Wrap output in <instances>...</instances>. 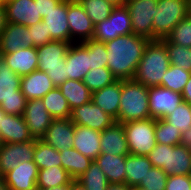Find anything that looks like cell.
Here are the masks:
<instances>
[{
    "label": "cell",
    "mask_w": 191,
    "mask_h": 190,
    "mask_svg": "<svg viewBox=\"0 0 191 190\" xmlns=\"http://www.w3.org/2000/svg\"><path fill=\"white\" fill-rule=\"evenodd\" d=\"M148 42V38L133 33L105 42L107 67L117 80H133Z\"/></svg>",
    "instance_id": "cell-1"
},
{
    "label": "cell",
    "mask_w": 191,
    "mask_h": 190,
    "mask_svg": "<svg viewBox=\"0 0 191 190\" xmlns=\"http://www.w3.org/2000/svg\"><path fill=\"white\" fill-rule=\"evenodd\" d=\"M169 65L166 42L163 39L149 40L133 80L147 87L161 86Z\"/></svg>",
    "instance_id": "cell-2"
},
{
    "label": "cell",
    "mask_w": 191,
    "mask_h": 190,
    "mask_svg": "<svg viewBox=\"0 0 191 190\" xmlns=\"http://www.w3.org/2000/svg\"><path fill=\"white\" fill-rule=\"evenodd\" d=\"M148 101V87L134 80H122L118 122L151 118Z\"/></svg>",
    "instance_id": "cell-3"
},
{
    "label": "cell",
    "mask_w": 191,
    "mask_h": 190,
    "mask_svg": "<svg viewBox=\"0 0 191 190\" xmlns=\"http://www.w3.org/2000/svg\"><path fill=\"white\" fill-rule=\"evenodd\" d=\"M147 157L153 167L161 168L168 176L191 175V151L181 144L156 143Z\"/></svg>",
    "instance_id": "cell-4"
},
{
    "label": "cell",
    "mask_w": 191,
    "mask_h": 190,
    "mask_svg": "<svg viewBox=\"0 0 191 190\" xmlns=\"http://www.w3.org/2000/svg\"><path fill=\"white\" fill-rule=\"evenodd\" d=\"M71 44L70 42L53 40L37 47L38 70L46 72L56 87L68 79L65 60Z\"/></svg>",
    "instance_id": "cell-5"
},
{
    "label": "cell",
    "mask_w": 191,
    "mask_h": 190,
    "mask_svg": "<svg viewBox=\"0 0 191 190\" xmlns=\"http://www.w3.org/2000/svg\"><path fill=\"white\" fill-rule=\"evenodd\" d=\"M20 85L21 77L0 56V107L6 114L23 116L27 100Z\"/></svg>",
    "instance_id": "cell-6"
},
{
    "label": "cell",
    "mask_w": 191,
    "mask_h": 190,
    "mask_svg": "<svg viewBox=\"0 0 191 190\" xmlns=\"http://www.w3.org/2000/svg\"><path fill=\"white\" fill-rule=\"evenodd\" d=\"M190 13L189 0H158L153 21V40H162Z\"/></svg>",
    "instance_id": "cell-7"
},
{
    "label": "cell",
    "mask_w": 191,
    "mask_h": 190,
    "mask_svg": "<svg viewBox=\"0 0 191 190\" xmlns=\"http://www.w3.org/2000/svg\"><path fill=\"white\" fill-rule=\"evenodd\" d=\"M130 154L147 156L156 145L155 119L123 123Z\"/></svg>",
    "instance_id": "cell-8"
},
{
    "label": "cell",
    "mask_w": 191,
    "mask_h": 190,
    "mask_svg": "<svg viewBox=\"0 0 191 190\" xmlns=\"http://www.w3.org/2000/svg\"><path fill=\"white\" fill-rule=\"evenodd\" d=\"M132 33L129 10L125 5L115 6L107 19L95 25L93 39L105 43L118 36Z\"/></svg>",
    "instance_id": "cell-9"
},
{
    "label": "cell",
    "mask_w": 191,
    "mask_h": 190,
    "mask_svg": "<svg viewBox=\"0 0 191 190\" xmlns=\"http://www.w3.org/2000/svg\"><path fill=\"white\" fill-rule=\"evenodd\" d=\"M158 0H127L133 34L153 40V21Z\"/></svg>",
    "instance_id": "cell-10"
},
{
    "label": "cell",
    "mask_w": 191,
    "mask_h": 190,
    "mask_svg": "<svg viewBox=\"0 0 191 190\" xmlns=\"http://www.w3.org/2000/svg\"><path fill=\"white\" fill-rule=\"evenodd\" d=\"M70 43H81L94 36L95 25L77 0H67Z\"/></svg>",
    "instance_id": "cell-11"
},
{
    "label": "cell",
    "mask_w": 191,
    "mask_h": 190,
    "mask_svg": "<svg viewBox=\"0 0 191 190\" xmlns=\"http://www.w3.org/2000/svg\"><path fill=\"white\" fill-rule=\"evenodd\" d=\"M148 101L151 118L164 119L183 101L182 94L161 86L148 87Z\"/></svg>",
    "instance_id": "cell-12"
},
{
    "label": "cell",
    "mask_w": 191,
    "mask_h": 190,
    "mask_svg": "<svg viewBox=\"0 0 191 190\" xmlns=\"http://www.w3.org/2000/svg\"><path fill=\"white\" fill-rule=\"evenodd\" d=\"M70 118L75 125L85 126L100 132L115 122L112 116L105 113L92 101L73 109Z\"/></svg>",
    "instance_id": "cell-13"
},
{
    "label": "cell",
    "mask_w": 191,
    "mask_h": 190,
    "mask_svg": "<svg viewBox=\"0 0 191 190\" xmlns=\"http://www.w3.org/2000/svg\"><path fill=\"white\" fill-rule=\"evenodd\" d=\"M36 139L24 143H3L0 147V174L16 168L20 162L33 160Z\"/></svg>",
    "instance_id": "cell-14"
},
{
    "label": "cell",
    "mask_w": 191,
    "mask_h": 190,
    "mask_svg": "<svg viewBox=\"0 0 191 190\" xmlns=\"http://www.w3.org/2000/svg\"><path fill=\"white\" fill-rule=\"evenodd\" d=\"M38 173V166L33 160L24 161L7 172L3 179L8 190H37Z\"/></svg>",
    "instance_id": "cell-15"
},
{
    "label": "cell",
    "mask_w": 191,
    "mask_h": 190,
    "mask_svg": "<svg viewBox=\"0 0 191 190\" xmlns=\"http://www.w3.org/2000/svg\"><path fill=\"white\" fill-rule=\"evenodd\" d=\"M23 118L30 134L35 139H41L45 135L53 120L41 99H32L26 102Z\"/></svg>",
    "instance_id": "cell-16"
},
{
    "label": "cell",
    "mask_w": 191,
    "mask_h": 190,
    "mask_svg": "<svg viewBox=\"0 0 191 190\" xmlns=\"http://www.w3.org/2000/svg\"><path fill=\"white\" fill-rule=\"evenodd\" d=\"M74 132L75 124L71 118L53 119L41 140L61 151L73 148Z\"/></svg>",
    "instance_id": "cell-17"
},
{
    "label": "cell",
    "mask_w": 191,
    "mask_h": 190,
    "mask_svg": "<svg viewBox=\"0 0 191 190\" xmlns=\"http://www.w3.org/2000/svg\"><path fill=\"white\" fill-rule=\"evenodd\" d=\"M8 23L31 26L42 21L34 0H10L4 3Z\"/></svg>",
    "instance_id": "cell-18"
},
{
    "label": "cell",
    "mask_w": 191,
    "mask_h": 190,
    "mask_svg": "<svg viewBox=\"0 0 191 190\" xmlns=\"http://www.w3.org/2000/svg\"><path fill=\"white\" fill-rule=\"evenodd\" d=\"M67 78L83 81L90 70L89 48L83 43H72L66 54Z\"/></svg>",
    "instance_id": "cell-19"
},
{
    "label": "cell",
    "mask_w": 191,
    "mask_h": 190,
    "mask_svg": "<svg viewBox=\"0 0 191 190\" xmlns=\"http://www.w3.org/2000/svg\"><path fill=\"white\" fill-rule=\"evenodd\" d=\"M47 33L52 40L70 42V30L67 19V0H62L52 11L42 18Z\"/></svg>",
    "instance_id": "cell-20"
},
{
    "label": "cell",
    "mask_w": 191,
    "mask_h": 190,
    "mask_svg": "<svg viewBox=\"0 0 191 190\" xmlns=\"http://www.w3.org/2000/svg\"><path fill=\"white\" fill-rule=\"evenodd\" d=\"M101 153L116 156L130 154L123 123L114 122L110 127L105 128L100 135Z\"/></svg>",
    "instance_id": "cell-21"
},
{
    "label": "cell",
    "mask_w": 191,
    "mask_h": 190,
    "mask_svg": "<svg viewBox=\"0 0 191 190\" xmlns=\"http://www.w3.org/2000/svg\"><path fill=\"white\" fill-rule=\"evenodd\" d=\"M26 47H33L28 27L8 23L0 35V54H8Z\"/></svg>",
    "instance_id": "cell-22"
},
{
    "label": "cell",
    "mask_w": 191,
    "mask_h": 190,
    "mask_svg": "<svg viewBox=\"0 0 191 190\" xmlns=\"http://www.w3.org/2000/svg\"><path fill=\"white\" fill-rule=\"evenodd\" d=\"M10 69L20 77L38 70V55L36 47H26L8 54H0Z\"/></svg>",
    "instance_id": "cell-23"
},
{
    "label": "cell",
    "mask_w": 191,
    "mask_h": 190,
    "mask_svg": "<svg viewBox=\"0 0 191 190\" xmlns=\"http://www.w3.org/2000/svg\"><path fill=\"white\" fill-rule=\"evenodd\" d=\"M0 137L3 143H24L34 139L23 116L11 114L2 118Z\"/></svg>",
    "instance_id": "cell-24"
},
{
    "label": "cell",
    "mask_w": 191,
    "mask_h": 190,
    "mask_svg": "<svg viewBox=\"0 0 191 190\" xmlns=\"http://www.w3.org/2000/svg\"><path fill=\"white\" fill-rule=\"evenodd\" d=\"M122 80H116L112 84L92 92L91 101L99 106L105 113L112 116L118 122Z\"/></svg>",
    "instance_id": "cell-25"
},
{
    "label": "cell",
    "mask_w": 191,
    "mask_h": 190,
    "mask_svg": "<svg viewBox=\"0 0 191 190\" xmlns=\"http://www.w3.org/2000/svg\"><path fill=\"white\" fill-rule=\"evenodd\" d=\"M56 86L46 72L36 70L21 77L20 90L26 100L41 99Z\"/></svg>",
    "instance_id": "cell-26"
},
{
    "label": "cell",
    "mask_w": 191,
    "mask_h": 190,
    "mask_svg": "<svg viewBox=\"0 0 191 190\" xmlns=\"http://www.w3.org/2000/svg\"><path fill=\"white\" fill-rule=\"evenodd\" d=\"M100 135V131L75 125L73 148L91 160H95L101 153Z\"/></svg>",
    "instance_id": "cell-27"
},
{
    "label": "cell",
    "mask_w": 191,
    "mask_h": 190,
    "mask_svg": "<svg viewBox=\"0 0 191 190\" xmlns=\"http://www.w3.org/2000/svg\"><path fill=\"white\" fill-rule=\"evenodd\" d=\"M95 161L106 175L109 184H125L126 156L100 153Z\"/></svg>",
    "instance_id": "cell-28"
},
{
    "label": "cell",
    "mask_w": 191,
    "mask_h": 190,
    "mask_svg": "<svg viewBox=\"0 0 191 190\" xmlns=\"http://www.w3.org/2000/svg\"><path fill=\"white\" fill-rule=\"evenodd\" d=\"M125 167V184L133 188L141 183L148 171L153 168V165L147 156L128 154L126 155Z\"/></svg>",
    "instance_id": "cell-29"
},
{
    "label": "cell",
    "mask_w": 191,
    "mask_h": 190,
    "mask_svg": "<svg viewBox=\"0 0 191 190\" xmlns=\"http://www.w3.org/2000/svg\"><path fill=\"white\" fill-rule=\"evenodd\" d=\"M61 166L73 180H77L89 168L93 160L78 152L75 148L59 151Z\"/></svg>",
    "instance_id": "cell-30"
},
{
    "label": "cell",
    "mask_w": 191,
    "mask_h": 190,
    "mask_svg": "<svg viewBox=\"0 0 191 190\" xmlns=\"http://www.w3.org/2000/svg\"><path fill=\"white\" fill-rule=\"evenodd\" d=\"M58 88L67 99L71 111L91 101L92 92L83 81L67 79Z\"/></svg>",
    "instance_id": "cell-31"
},
{
    "label": "cell",
    "mask_w": 191,
    "mask_h": 190,
    "mask_svg": "<svg viewBox=\"0 0 191 190\" xmlns=\"http://www.w3.org/2000/svg\"><path fill=\"white\" fill-rule=\"evenodd\" d=\"M41 100L53 119H66L71 117L72 111L68 101L58 87L50 90Z\"/></svg>",
    "instance_id": "cell-32"
},
{
    "label": "cell",
    "mask_w": 191,
    "mask_h": 190,
    "mask_svg": "<svg viewBox=\"0 0 191 190\" xmlns=\"http://www.w3.org/2000/svg\"><path fill=\"white\" fill-rule=\"evenodd\" d=\"M71 180L72 178L62 166L40 169L38 173L37 189L65 185Z\"/></svg>",
    "instance_id": "cell-33"
},
{
    "label": "cell",
    "mask_w": 191,
    "mask_h": 190,
    "mask_svg": "<svg viewBox=\"0 0 191 190\" xmlns=\"http://www.w3.org/2000/svg\"><path fill=\"white\" fill-rule=\"evenodd\" d=\"M33 161L38 169L61 166L60 153L41 139H36Z\"/></svg>",
    "instance_id": "cell-34"
},
{
    "label": "cell",
    "mask_w": 191,
    "mask_h": 190,
    "mask_svg": "<svg viewBox=\"0 0 191 190\" xmlns=\"http://www.w3.org/2000/svg\"><path fill=\"white\" fill-rule=\"evenodd\" d=\"M86 190H106L109 182L95 160L78 179Z\"/></svg>",
    "instance_id": "cell-35"
},
{
    "label": "cell",
    "mask_w": 191,
    "mask_h": 190,
    "mask_svg": "<svg viewBox=\"0 0 191 190\" xmlns=\"http://www.w3.org/2000/svg\"><path fill=\"white\" fill-rule=\"evenodd\" d=\"M94 25L109 17L115 5L108 0H77Z\"/></svg>",
    "instance_id": "cell-36"
},
{
    "label": "cell",
    "mask_w": 191,
    "mask_h": 190,
    "mask_svg": "<svg viewBox=\"0 0 191 190\" xmlns=\"http://www.w3.org/2000/svg\"><path fill=\"white\" fill-rule=\"evenodd\" d=\"M190 76L191 72L170 64L162 78L161 87L181 94Z\"/></svg>",
    "instance_id": "cell-37"
},
{
    "label": "cell",
    "mask_w": 191,
    "mask_h": 190,
    "mask_svg": "<svg viewBox=\"0 0 191 190\" xmlns=\"http://www.w3.org/2000/svg\"><path fill=\"white\" fill-rule=\"evenodd\" d=\"M116 80L108 67H99L90 69L83 78V83L91 92H94L112 84Z\"/></svg>",
    "instance_id": "cell-38"
},
{
    "label": "cell",
    "mask_w": 191,
    "mask_h": 190,
    "mask_svg": "<svg viewBox=\"0 0 191 190\" xmlns=\"http://www.w3.org/2000/svg\"><path fill=\"white\" fill-rule=\"evenodd\" d=\"M181 139V131L175 129L165 119H155V140L156 143L166 145H179Z\"/></svg>",
    "instance_id": "cell-39"
},
{
    "label": "cell",
    "mask_w": 191,
    "mask_h": 190,
    "mask_svg": "<svg viewBox=\"0 0 191 190\" xmlns=\"http://www.w3.org/2000/svg\"><path fill=\"white\" fill-rule=\"evenodd\" d=\"M163 40L166 43L191 47V13L183 18Z\"/></svg>",
    "instance_id": "cell-40"
},
{
    "label": "cell",
    "mask_w": 191,
    "mask_h": 190,
    "mask_svg": "<svg viewBox=\"0 0 191 190\" xmlns=\"http://www.w3.org/2000/svg\"><path fill=\"white\" fill-rule=\"evenodd\" d=\"M166 50L171 65L191 72V47L166 43Z\"/></svg>",
    "instance_id": "cell-41"
},
{
    "label": "cell",
    "mask_w": 191,
    "mask_h": 190,
    "mask_svg": "<svg viewBox=\"0 0 191 190\" xmlns=\"http://www.w3.org/2000/svg\"><path fill=\"white\" fill-rule=\"evenodd\" d=\"M174 128L179 129L181 133L191 127V105L182 101L171 114L164 118Z\"/></svg>",
    "instance_id": "cell-42"
},
{
    "label": "cell",
    "mask_w": 191,
    "mask_h": 190,
    "mask_svg": "<svg viewBox=\"0 0 191 190\" xmlns=\"http://www.w3.org/2000/svg\"><path fill=\"white\" fill-rule=\"evenodd\" d=\"M89 48L90 69L107 67V50L104 42L90 39L83 42Z\"/></svg>",
    "instance_id": "cell-43"
},
{
    "label": "cell",
    "mask_w": 191,
    "mask_h": 190,
    "mask_svg": "<svg viewBox=\"0 0 191 190\" xmlns=\"http://www.w3.org/2000/svg\"><path fill=\"white\" fill-rule=\"evenodd\" d=\"M168 175L161 169L153 167L137 186L144 190H165Z\"/></svg>",
    "instance_id": "cell-44"
},
{
    "label": "cell",
    "mask_w": 191,
    "mask_h": 190,
    "mask_svg": "<svg viewBox=\"0 0 191 190\" xmlns=\"http://www.w3.org/2000/svg\"><path fill=\"white\" fill-rule=\"evenodd\" d=\"M30 39L33 41V47L43 46L52 42L50 33H47L44 22H39L28 27Z\"/></svg>",
    "instance_id": "cell-45"
},
{
    "label": "cell",
    "mask_w": 191,
    "mask_h": 190,
    "mask_svg": "<svg viewBox=\"0 0 191 190\" xmlns=\"http://www.w3.org/2000/svg\"><path fill=\"white\" fill-rule=\"evenodd\" d=\"M165 190H191V175H170Z\"/></svg>",
    "instance_id": "cell-46"
},
{
    "label": "cell",
    "mask_w": 191,
    "mask_h": 190,
    "mask_svg": "<svg viewBox=\"0 0 191 190\" xmlns=\"http://www.w3.org/2000/svg\"><path fill=\"white\" fill-rule=\"evenodd\" d=\"M62 0H34L37 3L38 13L45 17L50 11L55 8Z\"/></svg>",
    "instance_id": "cell-47"
},
{
    "label": "cell",
    "mask_w": 191,
    "mask_h": 190,
    "mask_svg": "<svg viewBox=\"0 0 191 190\" xmlns=\"http://www.w3.org/2000/svg\"><path fill=\"white\" fill-rule=\"evenodd\" d=\"M180 144L191 151V127L189 130L181 133Z\"/></svg>",
    "instance_id": "cell-48"
},
{
    "label": "cell",
    "mask_w": 191,
    "mask_h": 190,
    "mask_svg": "<svg viewBox=\"0 0 191 190\" xmlns=\"http://www.w3.org/2000/svg\"><path fill=\"white\" fill-rule=\"evenodd\" d=\"M181 94L183 101L191 105V76L187 81L186 85L184 86V89Z\"/></svg>",
    "instance_id": "cell-49"
},
{
    "label": "cell",
    "mask_w": 191,
    "mask_h": 190,
    "mask_svg": "<svg viewBox=\"0 0 191 190\" xmlns=\"http://www.w3.org/2000/svg\"><path fill=\"white\" fill-rule=\"evenodd\" d=\"M8 24L4 4L0 3V35Z\"/></svg>",
    "instance_id": "cell-50"
},
{
    "label": "cell",
    "mask_w": 191,
    "mask_h": 190,
    "mask_svg": "<svg viewBox=\"0 0 191 190\" xmlns=\"http://www.w3.org/2000/svg\"><path fill=\"white\" fill-rule=\"evenodd\" d=\"M106 190H130L126 184H109Z\"/></svg>",
    "instance_id": "cell-51"
},
{
    "label": "cell",
    "mask_w": 191,
    "mask_h": 190,
    "mask_svg": "<svg viewBox=\"0 0 191 190\" xmlns=\"http://www.w3.org/2000/svg\"><path fill=\"white\" fill-rule=\"evenodd\" d=\"M69 190H86L84 186L78 182L77 180H71L70 181V188Z\"/></svg>",
    "instance_id": "cell-52"
},
{
    "label": "cell",
    "mask_w": 191,
    "mask_h": 190,
    "mask_svg": "<svg viewBox=\"0 0 191 190\" xmlns=\"http://www.w3.org/2000/svg\"><path fill=\"white\" fill-rule=\"evenodd\" d=\"M69 188H70V182L68 184L56 186L53 188H42L37 190H69Z\"/></svg>",
    "instance_id": "cell-53"
},
{
    "label": "cell",
    "mask_w": 191,
    "mask_h": 190,
    "mask_svg": "<svg viewBox=\"0 0 191 190\" xmlns=\"http://www.w3.org/2000/svg\"><path fill=\"white\" fill-rule=\"evenodd\" d=\"M108 1L115 6H122L125 5V3L127 2V0H108Z\"/></svg>",
    "instance_id": "cell-54"
},
{
    "label": "cell",
    "mask_w": 191,
    "mask_h": 190,
    "mask_svg": "<svg viewBox=\"0 0 191 190\" xmlns=\"http://www.w3.org/2000/svg\"><path fill=\"white\" fill-rule=\"evenodd\" d=\"M0 190H8V187L5 184L3 177H0Z\"/></svg>",
    "instance_id": "cell-55"
},
{
    "label": "cell",
    "mask_w": 191,
    "mask_h": 190,
    "mask_svg": "<svg viewBox=\"0 0 191 190\" xmlns=\"http://www.w3.org/2000/svg\"><path fill=\"white\" fill-rule=\"evenodd\" d=\"M6 115V112L0 107V126L2 122V118Z\"/></svg>",
    "instance_id": "cell-56"
},
{
    "label": "cell",
    "mask_w": 191,
    "mask_h": 190,
    "mask_svg": "<svg viewBox=\"0 0 191 190\" xmlns=\"http://www.w3.org/2000/svg\"><path fill=\"white\" fill-rule=\"evenodd\" d=\"M130 190H144V189L139 188V187H133V188H130Z\"/></svg>",
    "instance_id": "cell-57"
},
{
    "label": "cell",
    "mask_w": 191,
    "mask_h": 190,
    "mask_svg": "<svg viewBox=\"0 0 191 190\" xmlns=\"http://www.w3.org/2000/svg\"><path fill=\"white\" fill-rule=\"evenodd\" d=\"M0 1H1L2 4H4V3H6V2H8L10 0H0Z\"/></svg>",
    "instance_id": "cell-58"
},
{
    "label": "cell",
    "mask_w": 191,
    "mask_h": 190,
    "mask_svg": "<svg viewBox=\"0 0 191 190\" xmlns=\"http://www.w3.org/2000/svg\"><path fill=\"white\" fill-rule=\"evenodd\" d=\"M2 145H3V142H2L1 137H0V147H2Z\"/></svg>",
    "instance_id": "cell-59"
},
{
    "label": "cell",
    "mask_w": 191,
    "mask_h": 190,
    "mask_svg": "<svg viewBox=\"0 0 191 190\" xmlns=\"http://www.w3.org/2000/svg\"><path fill=\"white\" fill-rule=\"evenodd\" d=\"M189 5H190V13H191V0H189Z\"/></svg>",
    "instance_id": "cell-60"
}]
</instances>
